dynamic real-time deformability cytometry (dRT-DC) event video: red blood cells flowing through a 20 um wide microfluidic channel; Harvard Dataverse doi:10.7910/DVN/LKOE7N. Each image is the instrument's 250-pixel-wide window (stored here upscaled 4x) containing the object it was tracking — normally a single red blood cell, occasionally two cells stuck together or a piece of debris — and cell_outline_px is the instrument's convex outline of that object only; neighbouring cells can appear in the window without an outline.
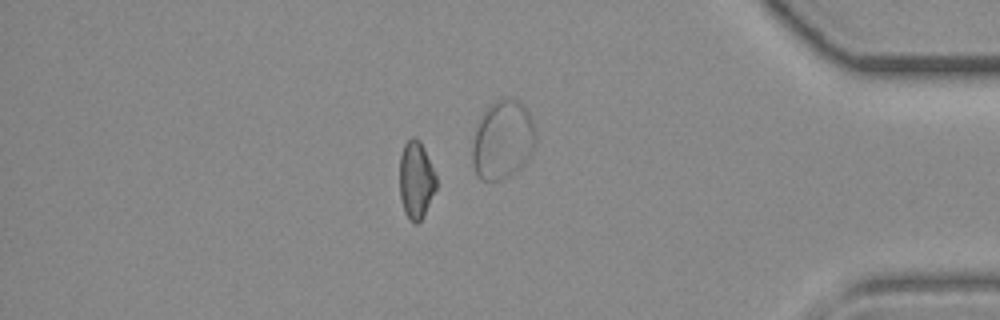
{"species": "common noctule bat (a hibernating species)", "species_latin": "Nyctalus noctula", "temperature_condition": "room temperature", "stored_images_in_passage": 40, "camera_frame_rate_fps": 3000, "um_per_image_px": 0.085, "animal": {"sex": "female", "body_mass_g": 19.3, "forearm_length_mm": 54.1}, "frame": {"image": 1, "passage_image": 34, "time_ms": 11.0, "image_size_px": [1000, 320], "cell_outline_px": [[436, 188], [424, 216], [416, 224], [408, 220], [404, 212], [400, 196], [400, 156], [404, 144], [412, 136], [416, 136], [420, 140], [436, 176]], "centroid_in_image_um": [35.35, 15.31], "position_along_channel_um": 399.8, "area_um2": 16.59}}